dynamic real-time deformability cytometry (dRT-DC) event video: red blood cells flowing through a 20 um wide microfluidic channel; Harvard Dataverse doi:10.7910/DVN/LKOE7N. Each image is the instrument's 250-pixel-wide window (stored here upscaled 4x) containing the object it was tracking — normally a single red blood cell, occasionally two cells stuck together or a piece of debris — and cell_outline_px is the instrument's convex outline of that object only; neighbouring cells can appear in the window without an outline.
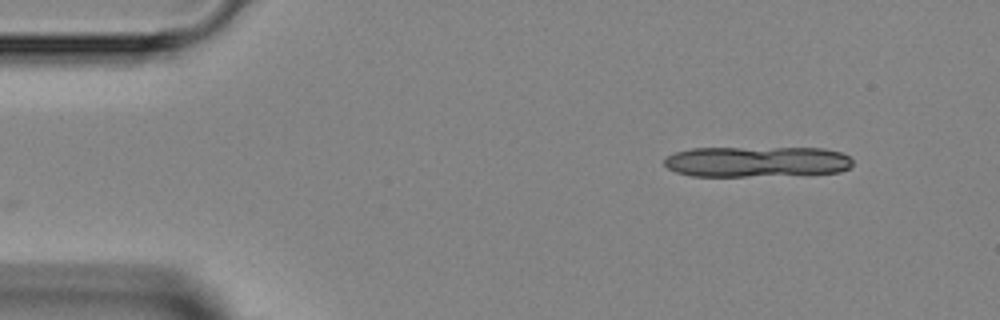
{"species": "Egyptian fruit bat (a non-hibernating species)", "species_latin": "Rousettus aegyptiacus", "temperature_condition": "room temperature", "stored_images_in_passage": 2, "camera_frame_rate_fps": 3000, "um_per_image_px": 0.085, "animal": {"sex": "female"}, "frame": {"image": 1, "passage_image": 2, "time_ms": 1.333, "image_size_px": [1000, 320], "cell_outline_px": [[852, 164], [848, 168], [840, 172], [748, 176], [692, 176], [676, 172], [668, 168], [664, 164], [664, 160], [668, 156], [676, 152], [692, 148], [824, 148], [840, 152], [848, 156], [852, 160]], "centroid_in_image_um": [64.3, 13.73], "position_along_channel_um": 20.7, "area_um2": 33.47}}